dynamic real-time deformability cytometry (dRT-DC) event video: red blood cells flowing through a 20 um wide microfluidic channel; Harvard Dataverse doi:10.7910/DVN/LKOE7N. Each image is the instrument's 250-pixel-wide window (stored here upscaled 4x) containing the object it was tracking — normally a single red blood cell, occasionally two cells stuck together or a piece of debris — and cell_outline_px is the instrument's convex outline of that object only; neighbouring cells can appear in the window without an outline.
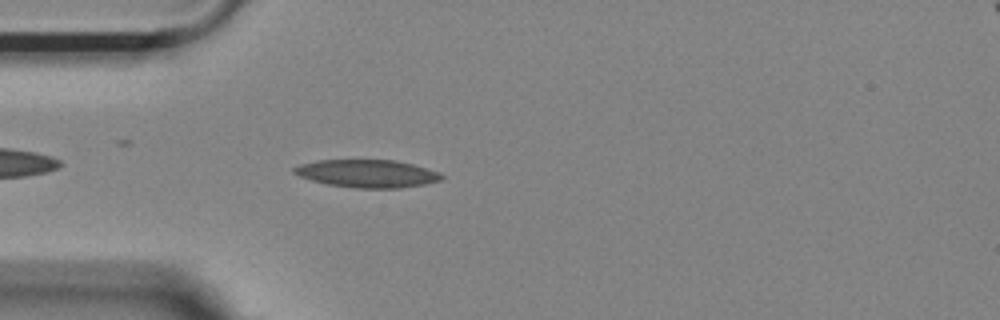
{"species": "Egyptian fruit bat (a non-hibernating species)", "species_latin": "Rousettus aegyptiacus", "temperature_condition": "room temperature", "stored_images_in_passage": 36, "camera_frame_rate_fps": 3000, "um_per_image_px": 0.085, "animal": {"sex": "female"}, "frame": {"image": 1, "passage_image": 4, "time_ms": 1.0, "image_size_px": [1000, 320], "cell_outline_px": [[444, 176], [440, 180], [424, 184], [400, 188], [356, 188], [328, 184], [312, 180], [300, 176], [292, 172], [292, 168], [300, 164], [320, 160], [396, 160], [412, 164], [436, 172]], "centroid_in_image_um": [31.17, 14.75], "position_along_channel_um": 53.8, "area_um2": 23.58}}
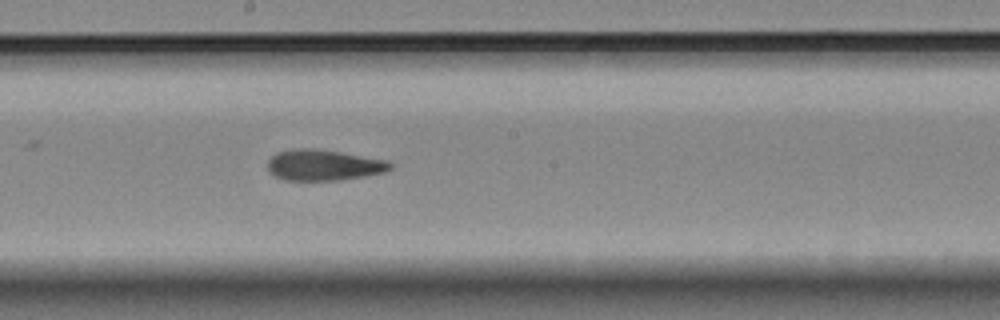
{"frame": {"image": 2, "passage_image": 18, "time_ms": 5.667, "image_size_px": [1000, 320], "cell_outline_px": [[392, 168], [384, 172], [364, 176], [340, 180], [284, 180], [268, 172], [268, 160], [276, 152], [292, 148], [316, 148], [388, 160], [392, 164]], "centroid_in_image_um": [27.48, 14.02], "position_along_channel_um": 220.7, "area_um2": 22.2}}
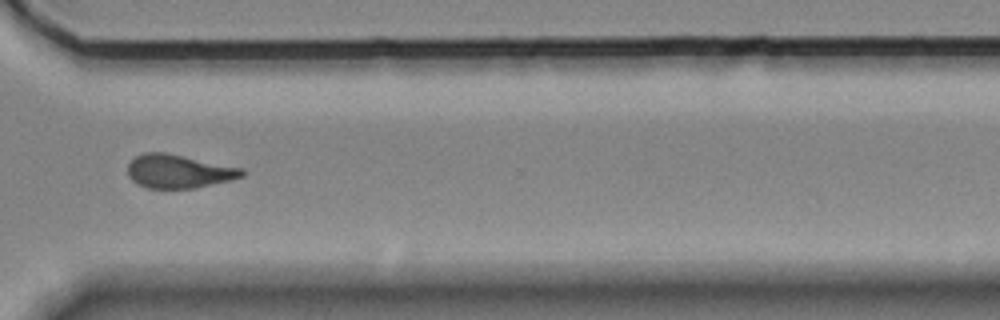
{"frame": {"image": 3, "passage_image": 29, "time_ms": 9.333, "image_size_px": [1000, 320], "cell_outline_px": [[244, 176], [232, 180], [196, 188], [148, 188], [136, 184], [128, 176], [128, 164], [136, 156], [144, 152], [164, 152], [244, 168]], "centroid_in_image_um": [15.2, 14.57], "position_along_channel_um": 355.4, "area_um2": 22.43}, "authors_computed_cell_mechanics": {"area_um2": 22.6576, "velocity_mm_per_s": 3.6823, "shape_relaxation_time_tau1_ms": 8.3361, "shape_relaxation_time_tau2_ms": 3.1003, "deformation_change_tau1": 0.1958, "deformation_change_tau2": 0.1246}}